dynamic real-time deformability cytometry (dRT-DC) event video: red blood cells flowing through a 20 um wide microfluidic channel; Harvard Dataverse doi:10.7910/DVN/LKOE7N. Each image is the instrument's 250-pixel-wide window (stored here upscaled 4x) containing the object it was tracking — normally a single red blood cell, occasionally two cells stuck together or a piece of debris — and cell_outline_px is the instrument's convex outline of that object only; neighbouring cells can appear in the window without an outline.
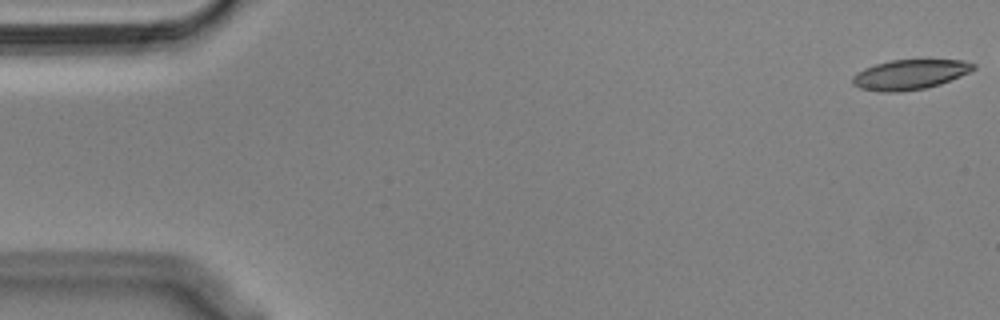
{"species": "Egyptian fruit bat (a non-hibernating species)", "species_latin": "Rousettus aegyptiacus", "temperature_condition": "cold", "stored_images_in_passage": 10, "camera_frame_rate_fps": 3000, "um_per_image_px": 0.085, "animal": {"sex": "male"}, "frame": {"image": 1, "passage_image": 1, "time_ms": 0.0, "image_size_px": [1000, 320], "cell_outline_px": [[976, 68], [960, 76], [940, 84], [924, 88], [900, 92], [880, 92], [860, 88], [852, 84], [852, 76], [856, 72], [864, 68], [876, 64], [892, 60], [964, 60], [976, 64]], "centroid_in_image_um": [77.31, 6.34], "position_along_channel_um": 7.7, "area_um2": 21.04}}